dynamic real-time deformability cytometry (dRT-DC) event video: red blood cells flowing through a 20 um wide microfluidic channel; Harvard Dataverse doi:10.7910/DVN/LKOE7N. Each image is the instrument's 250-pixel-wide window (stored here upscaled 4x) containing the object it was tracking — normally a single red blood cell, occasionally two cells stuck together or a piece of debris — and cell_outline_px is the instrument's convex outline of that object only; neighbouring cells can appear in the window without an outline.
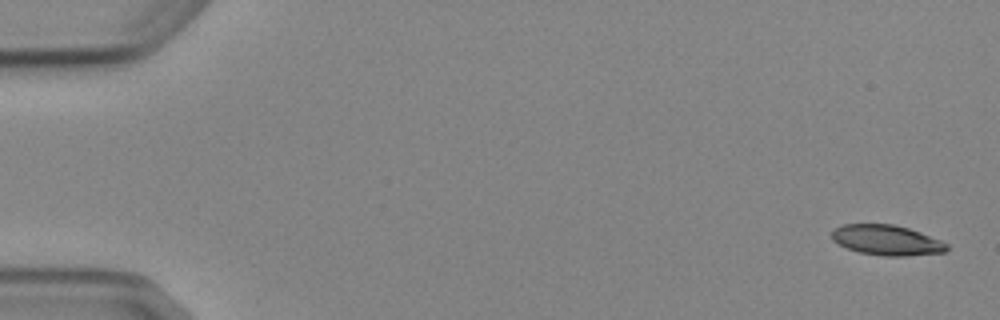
{"species": "Egyptian fruit bat (a non-hibernating species)", "species_latin": "Rousettus aegyptiacus", "temperature_condition": "cold", "stored_images_in_passage": 5, "camera_frame_rate_fps": 3000, "um_per_image_px": 0.085, "animal": {"sex": "female"}, "frame": {"image": 1, "passage_image": 1, "time_ms": 0.0, "image_size_px": [1000, 320], "cell_outline_px": [[948, 248], [944, 252], [904, 256], [884, 256], [860, 252], [848, 248], [832, 240], [832, 232], [836, 228], [844, 224], [892, 224], [908, 228], [920, 232], [940, 240], [948, 244]], "centroid_in_image_um": [75.38, 20.41], "position_along_channel_um": 9.6, "area_um2": 20.0}}
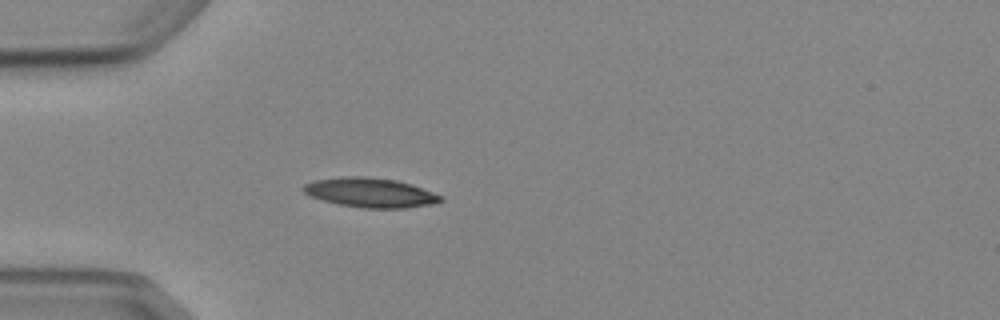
{"frame": {"image": 2, "passage_image": 5, "time_ms": 4.667, "image_size_px": [1000, 320], "cell_outline_px": [[444, 200], [432, 204], [404, 208], [364, 208], [340, 204], [324, 200], [312, 196], [304, 192], [300, 188], [304, 184], [316, 180], [344, 176], [364, 176], [396, 180], [412, 184], [444, 196]], "centroid_in_image_um": [31.52, 16.36], "position_along_channel_um": 53.5, "area_um2": 23.52}}